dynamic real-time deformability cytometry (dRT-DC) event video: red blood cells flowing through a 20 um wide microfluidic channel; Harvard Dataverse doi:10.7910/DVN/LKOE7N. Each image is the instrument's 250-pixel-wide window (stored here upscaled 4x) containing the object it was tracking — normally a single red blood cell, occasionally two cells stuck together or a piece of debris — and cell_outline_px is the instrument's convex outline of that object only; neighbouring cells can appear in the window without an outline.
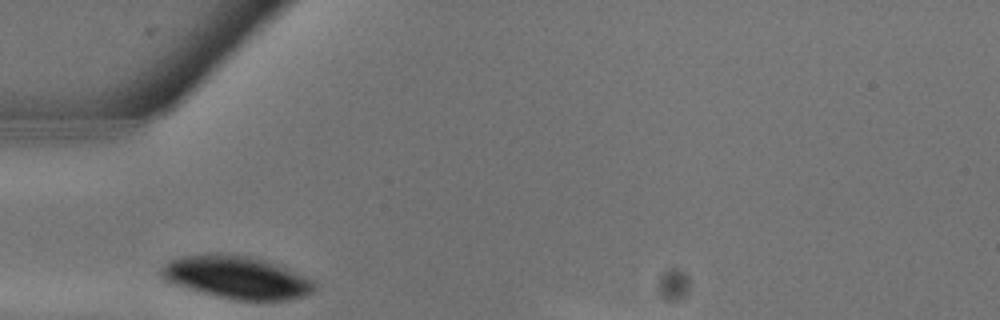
{"species": "common noctule bat (a hibernating species)", "species_latin": "Nyctalus noctula", "temperature_condition": "warm", "stored_images_in_passage": 4, "camera_frame_rate_fps": 3000, "um_per_image_px": 0.085, "animal": {"sex": "male", "body_mass_g": 13.3}, "frame": {"image": 1, "passage_image": 1, "time_ms": 0.0, "image_size_px": [1000, 320], "cell_outline_px": [[316, 288], [312, 292], [292, 300], [232, 300], [216, 296], [172, 284], [164, 280], [160, 276], [160, 268], [168, 260], [180, 256], [212, 252], [228, 252], [252, 256], [268, 260], [280, 264], [312, 280], [316, 284]], "centroid_in_image_um": [20.08, 23.54], "position_along_channel_um": 64.9, "area_um2": 39.07}}
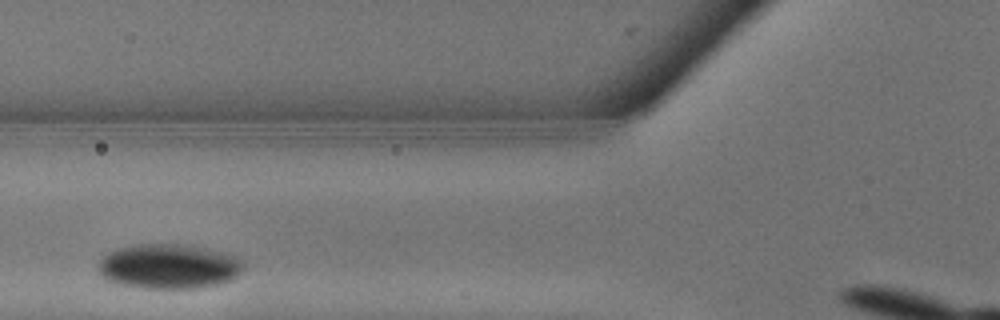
{"frame": {"image": 2, "passage_image": 3, "time_ms": 0.667, "image_size_px": [1000, 320], "cell_outline_px": [[244, 268], [232, 280], [200, 288], [152, 288], [120, 284], [104, 280], [96, 272], [96, 264], [108, 252], [116, 248], [136, 244], [184, 244], [224, 252], [236, 256], [244, 260]], "centroid_in_image_um": [14.31, 22.63], "position_along_channel_um": 111.5, "area_um2": 38.38}}